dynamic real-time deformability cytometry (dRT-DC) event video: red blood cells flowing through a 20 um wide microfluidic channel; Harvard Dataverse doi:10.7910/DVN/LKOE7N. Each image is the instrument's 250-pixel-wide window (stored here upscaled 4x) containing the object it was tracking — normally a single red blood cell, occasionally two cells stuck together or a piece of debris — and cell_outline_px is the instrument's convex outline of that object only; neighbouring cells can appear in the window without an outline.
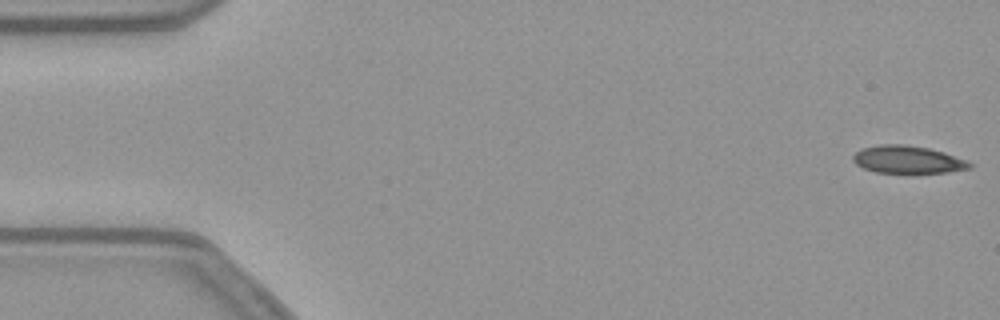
{"species": "common noctule bat (a hibernating species)", "species_latin": "Nyctalus noctula", "temperature_condition": "warm", "stored_images_in_passage": 53, "camera_frame_rate_fps": 3000, "um_per_image_px": 0.085, "animal": {"sex": "female", "body_mass_g": 21.9}, "frame": {"image": 1, "passage_image": 1, "time_ms": 0.0, "image_size_px": [1000, 320], "cell_outline_px": [[972, 168], [948, 172], [876, 172], [864, 168], [856, 164], [852, 160], [852, 156], [860, 148], [880, 144], [904, 144], [928, 148], [944, 152], [968, 160], [972, 164]], "centroid_in_image_um": [77.15, 13.55], "position_along_channel_um": 7.8, "area_um2": 18.73}}
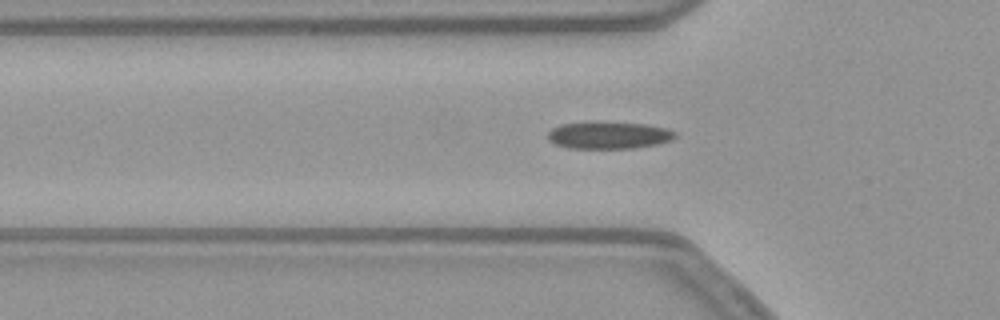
{"frame": {"image": 2, "passage_image": 17, "time_ms": 5.333, "image_size_px": [1000, 320], "cell_outline_px": [[676, 136], [672, 140], [656, 144], [632, 148], [568, 148], [556, 144], [548, 140], [548, 132], [552, 128], [560, 124], [644, 124], [668, 128], [676, 132]], "centroid_in_image_um": [51.77, 11.53], "position_along_channel_um": 74.0, "area_um2": 19.36}}
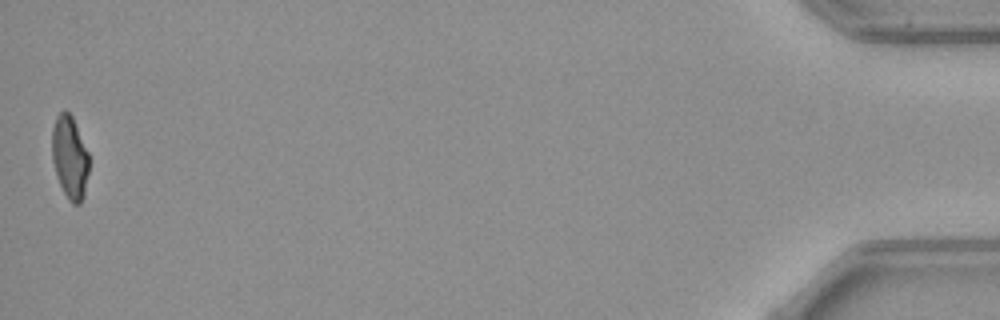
{"frame": {"image": 3, "passage_image": 53, "time_ms": 17.333, "image_size_px": [1000, 320], "cell_outline_px": [[88, 172], [84, 196], [80, 204], [72, 204], [68, 200], [60, 184], [52, 160], [52, 128], [56, 116], [64, 108], [72, 116], [88, 152]], "centroid_in_image_um": [5.92, 13.36], "position_along_channel_um": 429.3, "area_um2": 17.8}, "authors_computed_cell_mechanics": {"area_um2": 19.5942, "velocity_mm_per_s": 3.8234, "shape_relaxation_time_tau1_ms": 5.2588, "shape_relaxation_time_tau2_ms": 1.6304, "deformation_change_tau1": 0.1763, "deformation_change_tau2": 0.0856}}